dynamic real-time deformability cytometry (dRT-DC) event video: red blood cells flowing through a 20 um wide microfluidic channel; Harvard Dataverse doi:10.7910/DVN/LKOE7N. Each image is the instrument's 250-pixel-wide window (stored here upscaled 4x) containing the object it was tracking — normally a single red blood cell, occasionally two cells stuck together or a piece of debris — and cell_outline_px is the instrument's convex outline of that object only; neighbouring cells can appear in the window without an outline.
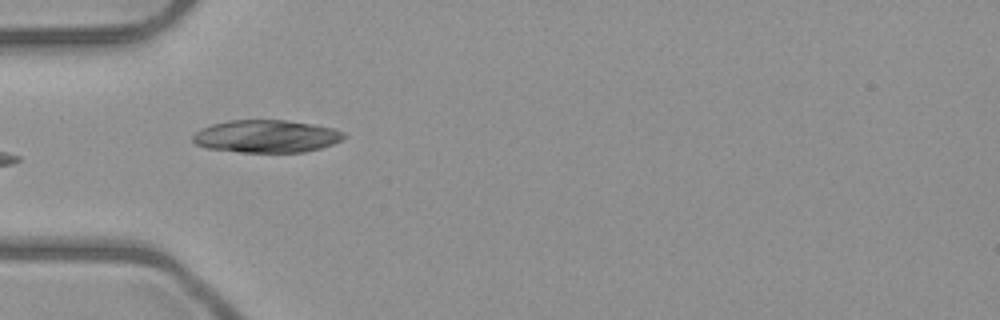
{"species": "common noctule bat (a hibernating species)", "species_latin": "Nyctalus noctula", "temperature_condition": "room temperature", "stored_images_in_passage": 5, "camera_frame_rate_fps": 3000, "um_per_image_px": 0.085, "animal": {"sex": "male", "body_mass_g": 23.1, "forearm_length_mm": 52.7}, "frame": {"image": 1, "passage_image": 4, "time_ms": 3.333, "image_size_px": [1000, 320], "cell_outline_px": [[348, 136], [332, 144], [320, 148], [304, 152], [240, 152], [208, 148], [196, 144], [192, 140], [192, 136], [200, 128], [212, 124], [228, 120], [288, 120], [312, 124], [332, 128], [344, 132]], "centroid_in_image_um": [22.63, 11.58], "position_along_channel_um": 62.4, "area_um2": 28.73}}
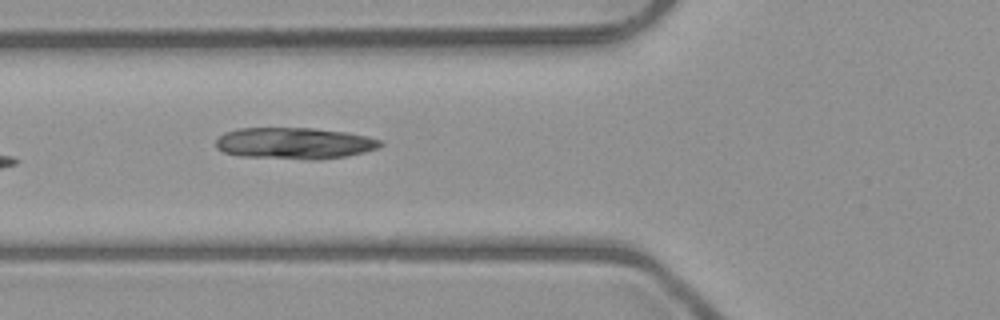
{"frame": {"image": 2, "passage_image": 5, "time_ms": 4.333, "image_size_px": [1000, 320], "cell_outline_px": [[384, 144], [380, 148], [348, 156], [320, 160], [308, 160], [240, 156], [224, 152], [216, 148], [216, 140], [224, 132], [236, 128], [312, 128], [348, 132], [368, 136], [380, 140]], "centroid_in_image_um": [25.06, 12.18], "position_along_channel_um": 100.7, "area_um2": 30.63}}